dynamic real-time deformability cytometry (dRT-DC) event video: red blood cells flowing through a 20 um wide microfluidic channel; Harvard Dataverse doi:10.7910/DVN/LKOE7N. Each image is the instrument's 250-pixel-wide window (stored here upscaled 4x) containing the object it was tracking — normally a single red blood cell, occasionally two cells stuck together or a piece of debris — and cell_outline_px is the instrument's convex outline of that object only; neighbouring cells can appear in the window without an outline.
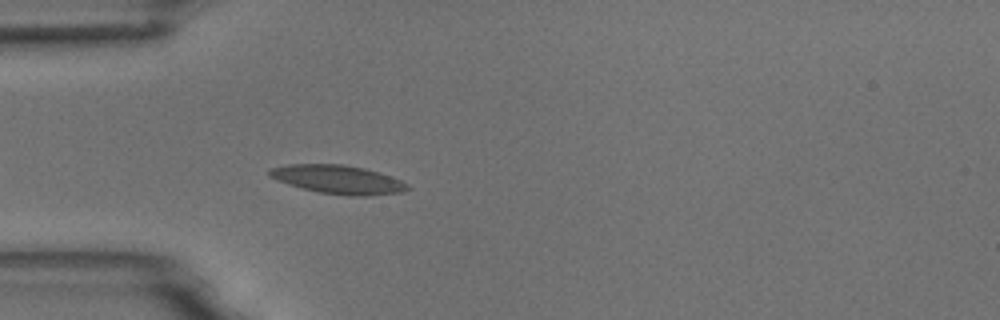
{"species": "common noctule bat (a hibernating species)", "species_latin": "Nyctalus noctula", "temperature_condition": "room temperature", "stored_images_in_passage": 4, "camera_frame_rate_fps": 3000, "um_per_image_px": 0.085, "animal": {"sex": "male", "body_mass_g": 18.8}, "frame": {"image": 1, "passage_image": 4, "time_ms": 3.333, "image_size_px": [1000, 320], "cell_outline_px": [[412, 188], [404, 192], [368, 196], [348, 196], [320, 192], [288, 184], [268, 176], [268, 168], [288, 164], [340, 164], [364, 168], [380, 172], [400, 180], [408, 184]], "centroid_in_image_um": [28.76, 15.26], "position_along_channel_um": 56.2, "area_um2": 23.12}}